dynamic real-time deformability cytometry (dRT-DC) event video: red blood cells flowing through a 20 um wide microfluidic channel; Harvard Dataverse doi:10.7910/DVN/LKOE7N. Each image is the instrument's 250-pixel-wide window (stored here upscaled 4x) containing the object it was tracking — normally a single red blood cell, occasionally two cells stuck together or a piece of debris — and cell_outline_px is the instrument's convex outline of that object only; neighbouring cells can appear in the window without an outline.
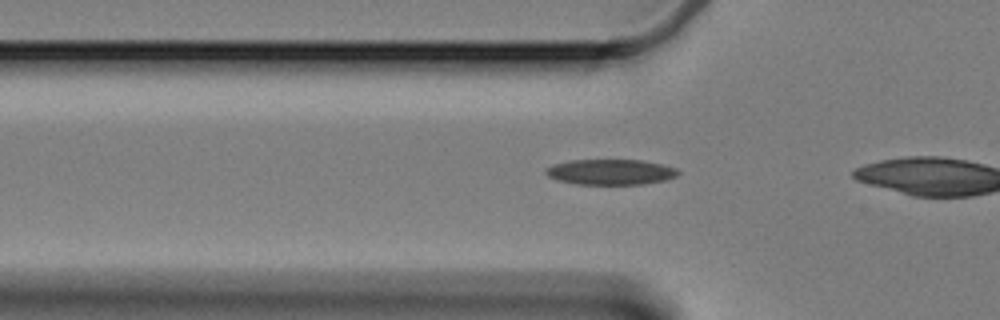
{"species": "Egyptian fruit bat (a non-hibernating species)", "species_latin": "Rousettus aegyptiacus", "temperature_condition": "cold", "stored_images_in_passage": 4, "camera_frame_rate_fps": 3000, "um_per_image_px": 0.085, "animal": {"sex": "female"}, "frame": {"image": 1, "passage_image": 2, "time_ms": 0.333, "image_size_px": [1000, 320], "cell_outline_px": [[680, 172], [676, 176], [668, 180], [644, 184], [576, 184], [556, 180], [548, 176], [544, 172], [552, 164], [572, 160], [640, 160], [664, 164], [676, 168]], "centroid_in_image_um": [51.93, 14.62], "position_along_channel_um": 73.9, "area_um2": 19.77}}